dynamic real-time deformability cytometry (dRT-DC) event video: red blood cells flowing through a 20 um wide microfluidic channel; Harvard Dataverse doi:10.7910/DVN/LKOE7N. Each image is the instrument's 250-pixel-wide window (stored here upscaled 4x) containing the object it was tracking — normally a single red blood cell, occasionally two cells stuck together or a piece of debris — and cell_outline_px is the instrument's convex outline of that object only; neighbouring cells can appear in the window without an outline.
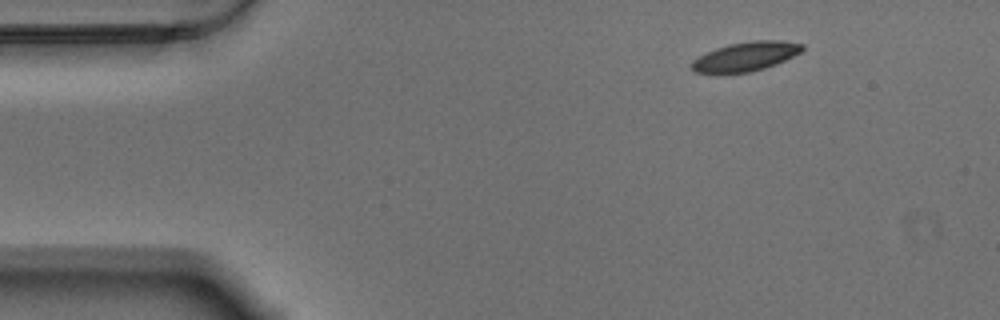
{"species": "Egyptian fruit bat (a non-hibernating species)", "species_latin": "Rousettus aegyptiacus", "temperature_condition": "warm", "stored_images_in_passage": 51, "camera_frame_rate_fps": 3000, "um_per_image_px": 0.085, "animal": {"sex": "male"}, "frame": {"image": 1, "passage_image": 1, "time_ms": 0.0, "image_size_px": [1000, 320], "cell_outline_px": [[804, 48], [800, 52], [776, 64], [752, 72], [696, 72], [688, 64], [692, 60], [716, 48], [728, 44], [752, 40], [780, 40], [804, 44]], "centroid_in_image_um": [63.39, 4.78], "position_along_channel_um": 21.6, "area_um2": 18.55}}
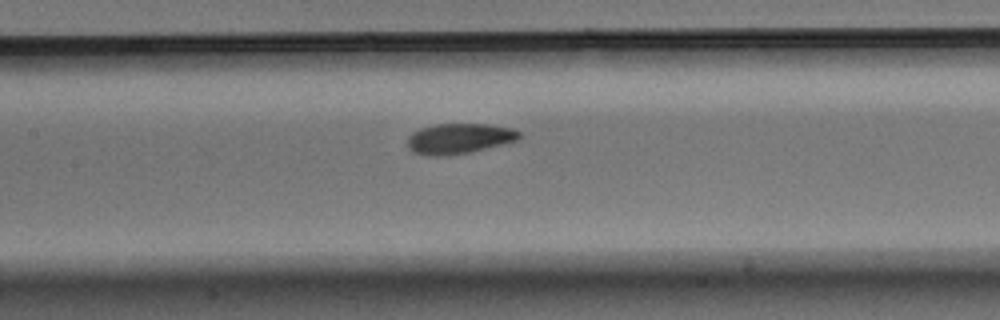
{"frame": {"image": 2, "passage_image": 20, "time_ms": 6.333, "image_size_px": [1000, 320], "cell_outline_px": [[520, 140], [504, 144], [468, 152], [440, 156], [428, 156], [412, 152], [408, 148], [408, 136], [412, 132], [420, 128], [436, 124], [488, 124], [512, 128], [520, 132]], "centroid_in_image_um": [39.02, 11.77], "position_along_channel_um": 168.4, "area_um2": 19.83}}
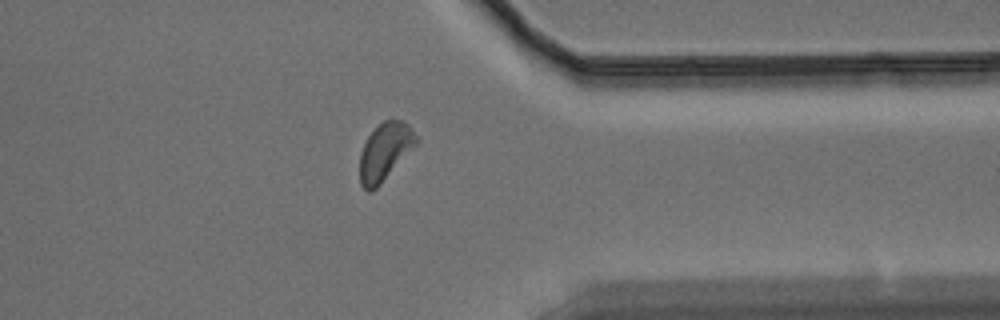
{"frame": {"image": 3, "passage_image": 39, "time_ms": 12.667, "image_size_px": [1000, 320], "cell_outline_px": [[420, 140], [380, 184], [372, 192], [368, 192], [360, 184], [360, 152], [368, 136], [384, 120], [400, 120], [408, 124]], "centroid_in_image_um": [32.71, 12.9], "position_along_channel_um": 378.7, "area_um2": 18.61}, "authors_computed_cell_mechanics": {"area_um2": 19.1318, "velocity_mm_per_s": 3.4587, "shape_relaxation_time_tau1_ms": 3.7481, "shape_relaxation_time_tau2_ms": 4.4565, "deformation_change_tau1": 0.126, "deformation_change_tau2": 0.0867}}